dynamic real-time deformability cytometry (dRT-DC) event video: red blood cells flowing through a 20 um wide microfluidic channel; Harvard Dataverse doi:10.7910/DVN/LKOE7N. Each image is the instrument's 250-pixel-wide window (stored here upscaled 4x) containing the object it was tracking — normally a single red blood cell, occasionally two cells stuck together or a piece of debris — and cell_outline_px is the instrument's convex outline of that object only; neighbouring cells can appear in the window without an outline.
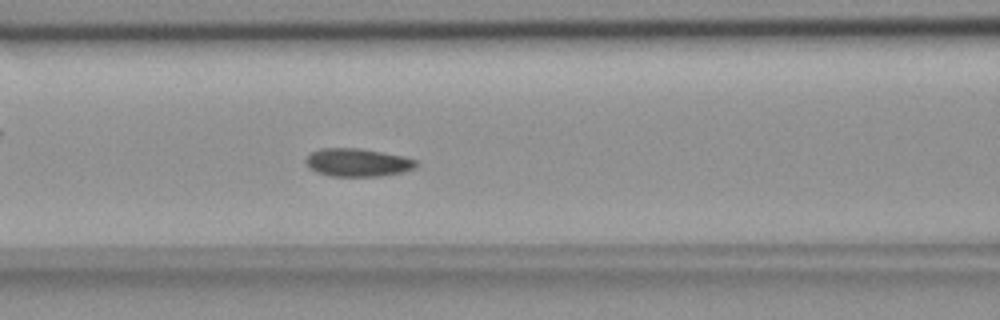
{"species": "common noctule bat (a hibernating species)", "species_latin": "Nyctalus noctula", "temperature_condition": "room temperature", "stored_images_in_passage": 55, "camera_frame_rate_fps": 3000, "um_per_image_px": 0.085, "animal": {"sex": "female", "body_mass_g": 18.4}, "frame": {"image": 1, "passage_image": 23, "time_ms": 7.333, "image_size_px": [1000, 320], "cell_outline_px": [[416, 168], [404, 172], [380, 176], [332, 176], [316, 172], [308, 168], [304, 160], [312, 152], [320, 148], [360, 148], [404, 156], [416, 160]], "centroid_in_image_um": [30.39, 13.81], "position_along_channel_um": 136.2, "area_um2": 18.15}}
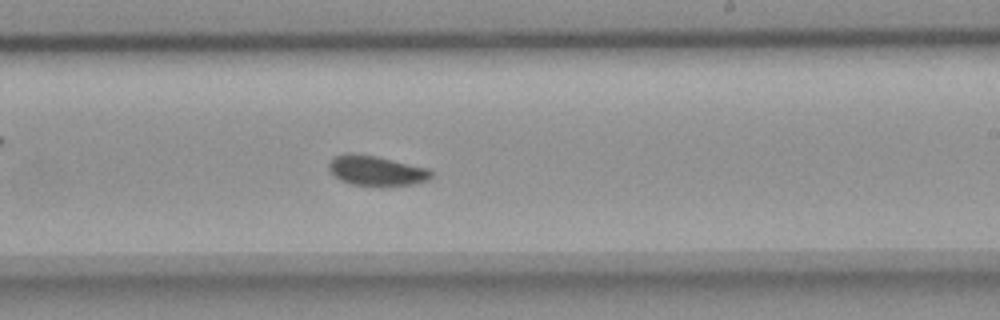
{"frame": {"image": 2, "passage_image": 33, "time_ms": 10.667, "image_size_px": [1000, 320], "cell_outline_px": [[432, 176], [428, 180], [412, 184], [380, 188], [352, 184], [340, 180], [328, 168], [328, 164], [332, 156], [348, 152], [352, 152], [376, 156], [428, 168], [432, 172]], "centroid_in_image_um": [31.96, 14.52], "position_along_channel_um": 257.0, "area_um2": 18.38}}
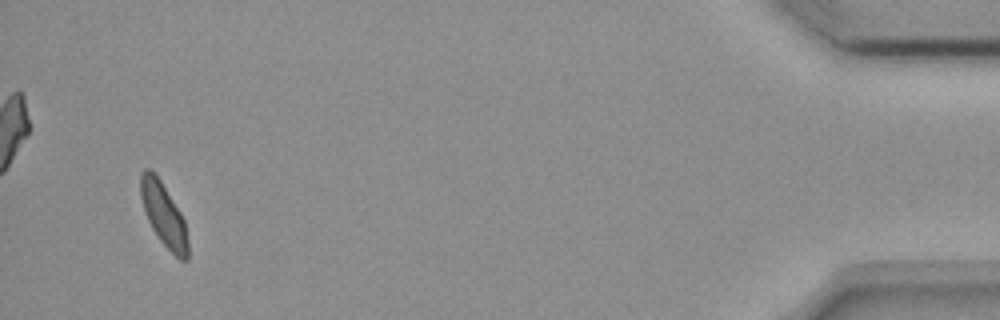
{"frame": {"image": 3, "passage_image": 53, "time_ms": 17.333, "image_size_px": [1000, 320], "cell_outline_px": [[188, 260], [180, 260], [160, 240], [152, 228], [148, 220], [140, 196], [140, 172], [144, 168], [148, 168], [160, 180], [180, 212], [184, 220], [188, 240]], "centroid_in_image_um": [13.91, 18.24], "position_along_channel_um": 421.3, "area_um2": 17.11}, "authors_computed_cell_mechanics": {"area_um2": 17.918, "velocity_mm_per_s": 3.6395, "shape_relaxation_time_tau1_ms": 2.9884, "shape_relaxation_time_tau2_ms": 1.659, "deformation_change_tau1": 0.0915, "deformation_change_tau2": 0.0675}}